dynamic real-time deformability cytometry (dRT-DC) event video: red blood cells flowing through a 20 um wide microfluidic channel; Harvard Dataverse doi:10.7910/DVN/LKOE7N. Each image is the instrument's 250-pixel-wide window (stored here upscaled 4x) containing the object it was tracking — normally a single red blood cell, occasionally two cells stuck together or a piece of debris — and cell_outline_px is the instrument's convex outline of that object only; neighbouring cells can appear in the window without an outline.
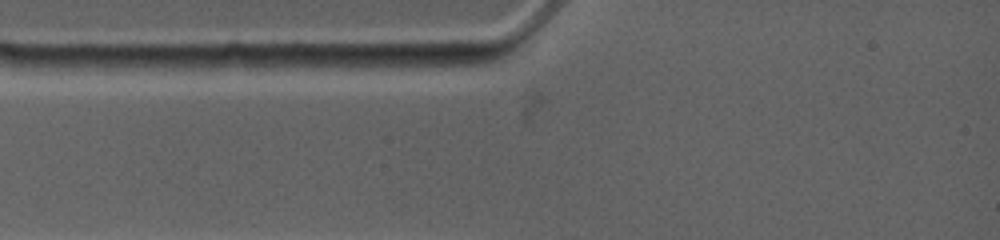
{"species": "common noctule bat (a hibernating species)", "species_latin": "Nyctalus noctula", "temperature_condition": "warm", "stored_images_in_passage": 4, "camera_frame_rate_fps": 4500, "um_per_image_px": 0.085, "animal": {"sex": "female", "body_mass_g": 19.0, "forearm_length_mm": 53.3}, "frame": {"image": 1, "passage_image": 2, "time_ms": 0.667, "image_size_px": [1000, 240], "cell_outline_px": [[472, 64], [440, 72], [328, 64], [328, 60], [332, 56], [428, 56]], "centroid_in_image_um": [33.9, 5.33], "position_along_channel_um": 51.1, "area_um2": 11.16}}